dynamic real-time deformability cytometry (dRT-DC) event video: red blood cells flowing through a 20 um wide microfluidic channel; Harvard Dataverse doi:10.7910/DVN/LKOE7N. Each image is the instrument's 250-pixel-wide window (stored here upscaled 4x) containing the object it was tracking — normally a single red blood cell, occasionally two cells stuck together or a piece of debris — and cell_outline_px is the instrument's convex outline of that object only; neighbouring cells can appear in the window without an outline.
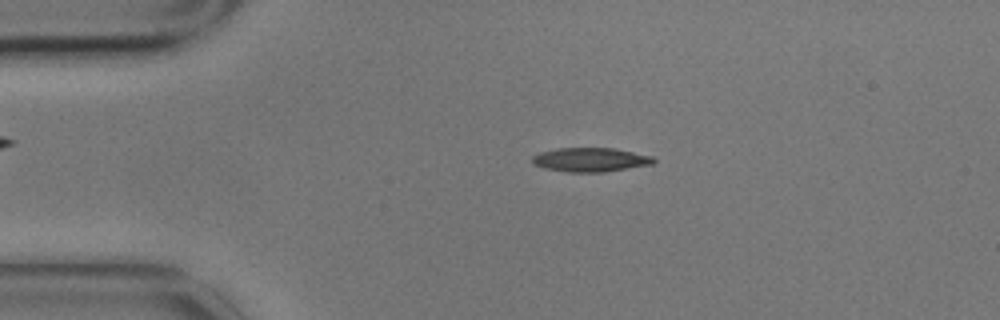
{"species": "common noctule bat (a hibernating species)", "species_latin": "Nyctalus noctula", "temperature_condition": "cold", "stored_images_in_passage": 2, "camera_frame_rate_fps": 3000, "um_per_image_px": 0.085, "animal": {"sex": "male", "body_mass_g": 17.9}, "frame": {"image": 1, "passage_image": 1, "time_ms": 0.0, "image_size_px": [1000, 320], "cell_outline_px": [[656, 160], [652, 164], [604, 172], [568, 172], [544, 168], [532, 164], [532, 156], [540, 152], [556, 148], [612, 148], [652, 156]], "centroid_in_image_um": [50.14, 13.58], "position_along_channel_um": 34.9, "area_um2": 16.94}}